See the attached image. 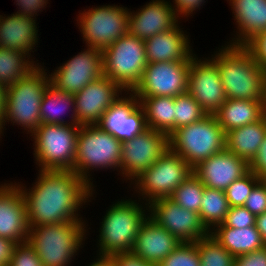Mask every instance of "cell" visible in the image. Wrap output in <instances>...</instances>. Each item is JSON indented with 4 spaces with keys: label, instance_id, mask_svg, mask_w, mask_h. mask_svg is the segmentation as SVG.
<instances>
[{
    "label": "cell",
    "instance_id": "cell-1",
    "mask_svg": "<svg viewBox=\"0 0 266 266\" xmlns=\"http://www.w3.org/2000/svg\"><path fill=\"white\" fill-rule=\"evenodd\" d=\"M18 185L23 192L29 228L79 222L83 218L78 210L95 194L90 185L70 170H39L31 189L19 182Z\"/></svg>",
    "mask_w": 266,
    "mask_h": 266
},
{
    "label": "cell",
    "instance_id": "cell-2",
    "mask_svg": "<svg viewBox=\"0 0 266 266\" xmlns=\"http://www.w3.org/2000/svg\"><path fill=\"white\" fill-rule=\"evenodd\" d=\"M211 59L219 69L226 99L263 101L264 69L245 46L225 44Z\"/></svg>",
    "mask_w": 266,
    "mask_h": 266
},
{
    "label": "cell",
    "instance_id": "cell-3",
    "mask_svg": "<svg viewBox=\"0 0 266 266\" xmlns=\"http://www.w3.org/2000/svg\"><path fill=\"white\" fill-rule=\"evenodd\" d=\"M141 203L131 198L121 199L106 210L99 230L97 255L111 256L116 253L132 252L139 228L148 217L146 213L148 204L144 201Z\"/></svg>",
    "mask_w": 266,
    "mask_h": 266
},
{
    "label": "cell",
    "instance_id": "cell-4",
    "mask_svg": "<svg viewBox=\"0 0 266 266\" xmlns=\"http://www.w3.org/2000/svg\"><path fill=\"white\" fill-rule=\"evenodd\" d=\"M85 220L29 228L27 241L43 266H68L83 248L87 227ZM86 228V229H85ZM84 241V242H83Z\"/></svg>",
    "mask_w": 266,
    "mask_h": 266
},
{
    "label": "cell",
    "instance_id": "cell-5",
    "mask_svg": "<svg viewBox=\"0 0 266 266\" xmlns=\"http://www.w3.org/2000/svg\"><path fill=\"white\" fill-rule=\"evenodd\" d=\"M45 71L47 70L42 65H38L25 77L6 88L1 134L7 122L21 126L30 135L41 125V100L50 84V77Z\"/></svg>",
    "mask_w": 266,
    "mask_h": 266
},
{
    "label": "cell",
    "instance_id": "cell-6",
    "mask_svg": "<svg viewBox=\"0 0 266 266\" xmlns=\"http://www.w3.org/2000/svg\"><path fill=\"white\" fill-rule=\"evenodd\" d=\"M121 151L122 142L97 124L80 125L73 172L94 189L90 171L120 170Z\"/></svg>",
    "mask_w": 266,
    "mask_h": 266
},
{
    "label": "cell",
    "instance_id": "cell-7",
    "mask_svg": "<svg viewBox=\"0 0 266 266\" xmlns=\"http://www.w3.org/2000/svg\"><path fill=\"white\" fill-rule=\"evenodd\" d=\"M169 149L181 156L192 168L225 149L226 133L215 115L174 130L168 136Z\"/></svg>",
    "mask_w": 266,
    "mask_h": 266
},
{
    "label": "cell",
    "instance_id": "cell-8",
    "mask_svg": "<svg viewBox=\"0 0 266 266\" xmlns=\"http://www.w3.org/2000/svg\"><path fill=\"white\" fill-rule=\"evenodd\" d=\"M80 125L41 124L33 133L39 170L73 171Z\"/></svg>",
    "mask_w": 266,
    "mask_h": 266
},
{
    "label": "cell",
    "instance_id": "cell-9",
    "mask_svg": "<svg viewBox=\"0 0 266 266\" xmlns=\"http://www.w3.org/2000/svg\"><path fill=\"white\" fill-rule=\"evenodd\" d=\"M103 76L132 91L148 64L144 40L126 34L102 51Z\"/></svg>",
    "mask_w": 266,
    "mask_h": 266
},
{
    "label": "cell",
    "instance_id": "cell-10",
    "mask_svg": "<svg viewBox=\"0 0 266 266\" xmlns=\"http://www.w3.org/2000/svg\"><path fill=\"white\" fill-rule=\"evenodd\" d=\"M193 174V168L178 154L169 148L150 168L134 178V190L146 201V204L169 198L173 192ZM133 182V183H132Z\"/></svg>",
    "mask_w": 266,
    "mask_h": 266
},
{
    "label": "cell",
    "instance_id": "cell-11",
    "mask_svg": "<svg viewBox=\"0 0 266 266\" xmlns=\"http://www.w3.org/2000/svg\"><path fill=\"white\" fill-rule=\"evenodd\" d=\"M86 10L76 20L86 46L103 51L128 33V8L102 5Z\"/></svg>",
    "mask_w": 266,
    "mask_h": 266
},
{
    "label": "cell",
    "instance_id": "cell-12",
    "mask_svg": "<svg viewBox=\"0 0 266 266\" xmlns=\"http://www.w3.org/2000/svg\"><path fill=\"white\" fill-rule=\"evenodd\" d=\"M191 59L148 63L131 92L136 97H177L186 93Z\"/></svg>",
    "mask_w": 266,
    "mask_h": 266
},
{
    "label": "cell",
    "instance_id": "cell-13",
    "mask_svg": "<svg viewBox=\"0 0 266 266\" xmlns=\"http://www.w3.org/2000/svg\"><path fill=\"white\" fill-rule=\"evenodd\" d=\"M169 148L165 132L145 129L131 140L122 142L119 173L131 182L142 171L150 168Z\"/></svg>",
    "mask_w": 266,
    "mask_h": 266
},
{
    "label": "cell",
    "instance_id": "cell-14",
    "mask_svg": "<svg viewBox=\"0 0 266 266\" xmlns=\"http://www.w3.org/2000/svg\"><path fill=\"white\" fill-rule=\"evenodd\" d=\"M148 216L181 243L196 242L210 234L198 213L182 208L170 198L150 202Z\"/></svg>",
    "mask_w": 266,
    "mask_h": 266
},
{
    "label": "cell",
    "instance_id": "cell-15",
    "mask_svg": "<svg viewBox=\"0 0 266 266\" xmlns=\"http://www.w3.org/2000/svg\"><path fill=\"white\" fill-rule=\"evenodd\" d=\"M86 47L49 74L50 84L60 91L75 95L103 75L102 50Z\"/></svg>",
    "mask_w": 266,
    "mask_h": 266
},
{
    "label": "cell",
    "instance_id": "cell-16",
    "mask_svg": "<svg viewBox=\"0 0 266 266\" xmlns=\"http://www.w3.org/2000/svg\"><path fill=\"white\" fill-rule=\"evenodd\" d=\"M203 59L192 55L187 92L207 114L214 115L225 103L226 94L216 63L210 57Z\"/></svg>",
    "mask_w": 266,
    "mask_h": 266
},
{
    "label": "cell",
    "instance_id": "cell-17",
    "mask_svg": "<svg viewBox=\"0 0 266 266\" xmlns=\"http://www.w3.org/2000/svg\"><path fill=\"white\" fill-rule=\"evenodd\" d=\"M126 95H121L97 123L121 142L131 140L147 129L145 113L138 98L131 91H127Z\"/></svg>",
    "mask_w": 266,
    "mask_h": 266
},
{
    "label": "cell",
    "instance_id": "cell-18",
    "mask_svg": "<svg viewBox=\"0 0 266 266\" xmlns=\"http://www.w3.org/2000/svg\"><path fill=\"white\" fill-rule=\"evenodd\" d=\"M123 90L117 82L103 75L85 86L74 95L78 124H97L105 111L123 94Z\"/></svg>",
    "mask_w": 266,
    "mask_h": 266
},
{
    "label": "cell",
    "instance_id": "cell-19",
    "mask_svg": "<svg viewBox=\"0 0 266 266\" xmlns=\"http://www.w3.org/2000/svg\"><path fill=\"white\" fill-rule=\"evenodd\" d=\"M248 171L249 163L226 148L193 168V174L204 186L223 191Z\"/></svg>",
    "mask_w": 266,
    "mask_h": 266
},
{
    "label": "cell",
    "instance_id": "cell-20",
    "mask_svg": "<svg viewBox=\"0 0 266 266\" xmlns=\"http://www.w3.org/2000/svg\"><path fill=\"white\" fill-rule=\"evenodd\" d=\"M14 183L0 185V237L22 243L27 241L29 225L23 192Z\"/></svg>",
    "mask_w": 266,
    "mask_h": 266
},
{
    "label": "cell",
    "instance_id": "cell-21",
    "mask_svg": "<svg viewBox=\"0 0 266 266\" xmlns=\"http://www.w3.org/2000/svg\"><path fill=\"white\" fill-rule=\"evenodd\" d=\"M178 20L170 1L151 0L136 12L130 10L128 34L145 41L174 28Z\"/></svg>",
    "mask_w": 266,
    "mask_h": 266
},
{
    "label": "cell",
    "instance_id": "cell-22",
    "mask_svg": "<svg viewBox=\"0 0 266 266\" xmlns=\"http://www.w3.org/2000/svg\"><path fill=\"white\" fill-rule=\"evenodd\" d=\"M181 242L149 216L139 228L132 252L158 266Z\"/></svg>",
    "mask_w": 266,
    "mask_h": 266
},
{
    "label": "cell",
    "instance_id": "cell-23",
    "mask_svg": "<svg viewBox=\"0 0 266 266\" xmlns=\"http://www.w3.org/2000/svg\"><path fill=\"white\" fill-rule=\"evenodd\" d=\"M177 24L169 31L155 34L144 41L148 63L186 61L194 53L190 46L189 35Z\"/></svg>",
    "mask_w": 266,
    "mask_h": 266
},
{
    "label": "cell",
    "instance_id": "cell-24",
    "mask_svg": "<svg viewBox=\"0 0 266 266\" xmlns=\"http://www.w3.org/2000/svg\"><path fill=\"white\" fill-rule=\"evenodd\" d=\"M238 32L228 45L245 46L266 31V0H228Z\"/></svg>",
    "mask_w": 266,
    "mask_h": 266
},
{
    "label": "cell",
    "instance_id": "cell-25",
    "mask_svg": "<svg viewBox=\"0 0 266 266\" xmlns=\"http://www.w3.org/2000/svg\"><path fill=\"white\" fill-rule=\"evenodd\" d=\"M36 19L13 13L11 16L0 15V47L27 53L38 45Z\"/></svg>",
    "mask_w": 266,
    "mask_h": 266
},
{
    "label": "cell",
    "instance_id": "cell-26",
    "mask_svg": "<svg viewBox=\"0 0 266 266\" xmlns=\"http://www.w3.org/2000/svg\"><path fill=\"white\" fill-rule=\"evenodd\" d=\"M266 136V114L257 122L226 132L225 148L250 163Z\"/></svg>",
    "mask_w": 266,
    "mask_h": 266
},
{
    "label": "cell",
    "instance_id": "cell-27",
    "mask_svg": "<svg viewBox=\"0 0 266 266\" xmlns=\"http://www.w3.org/2000/svg\"><path fill=\"white\" fill-rule=\"evenodd\" d=\"M266 114L263 101L226 99L214 114L224 132L260 120Z\"/></svg>",
    "mask_w": 266,
    "mask_h": 266
},
{
    "label": "cell",
    "instance_id": "cell-28",
    "mask_svg": "<svg viewBox=\"0 0 266 266\" xmlns=\"http://www.w3.org/2000/svg\"><path fill=\"white\" fill-rule=\"evenodd\" d=\"M210 234L234 257L265 246L256 226L242 229L216 226Z\"/></svg>",
    "mask_w": 266,
    "mask_h": 266
},
{
    "label": "cell",
    "instance_id": "cell-29",
    "mask_svg": "<svg viewBox=\"0 0 266 266\" xmlns=\"http://www.w3.org/2000/svg\"><path fill=\"white\" fill-rule=\"evenodd\" d=\"M66 110L67 113L68 110L72 112L70 121L63 119ZM40 117L41 124L79 125L75 115L74 95L60 91L49 84L41 100Z\"/></svg>",
    "mask_w": 266,
    "mask_h": 266
},
{
    "label": "cell",
    "instance_id": "cell-30",
    "mask_svg": "<svg viewBox=\"0 0 266 266\" xmlns=\"http://www.w3.org/2000/svg\"><path fill=\"white\" fill-rule=\"evenodd\" d=\"M145 113L147 128L165 132L174 131L175 97H137Z\"/></svg>",
    "mask_w": 266,
    "mask_h": 266
},
{
    "label": "cell",
    "instance_id": "cell-31",
    "mask_svg": "<svg viewBox=\"0 0 266 266\" xmlns=\"http://www.w3.org/2000/svg\"><path fill=\"white\" fill-rule=\"evenodd\" d=\"M30 57L22 51L0 47V84L7 88L35 69L39 63Z\"/></svg>",
    "mask_w": 266,
    "mask_h": 266
},
{
    "label": "cell",
    "instance_id": "cell-32",
    "mask_svg": "<svg viewBox=\"0 0 266 266\" xmlns=\"http://www.w3.org/2000/svg\"><path fill=\"white\" fill-rule=\"evenodd\" d=\"M229 209L230 205L223 190L205 186L198 215L209 232L223 223Z\"/></svg>",
    "mask_w": 266,
    "mask_h": 266
},
{
    "label": "cell",
    "instance_id": "cell-33",
    "mask_svg": "<svg viewBox=\"0 0 266 266\" xmlns=\"http://www.w3.org/2000/svg\"><path fill=\"white\" fill-rule=\"evenodd\" d=\"M200 266H233L231 255L211 234L196 241Z\"/></svg>",
    "mask_w": 266,
    "mask_h": 266
},
{
    "label": "cell",
    "instance_id": "cell-34",
    "mask_svg": "<svg viewBox=\"0 0 266 266\" xmlns=\"http://www.w3.org/2000/svg\"><path fill=\"white\" fill-rule=\"evenodd\" d=\"M205 186L191 174L169 197L182 208L199 214Z\"/></svg>",
    "mask_w": 266,
    "mask_h": 266
},
{
    "label": "cell",
    "instance_id": "cell-35",
    "mask_svg": "<svg viewBox=\"0 0 266 266\" xmlns=\"http://www.w3.org/2000/svg\"><path fill=\"white\" fill-rule=\"evenodd\" d=\"M174 107V130L195 123L207 115L188 92L175 97Z\"/></svg>",
    "mask_w": 266,
    "mask_h": 266
},
{
    "label": "cell",
    "instance_id": "cell-36",
    "mask_svg": "<svg viewBox=\"0 0 266 266\" xmlns=\"http://www.w3.org/2000/svg\"><path fill=\"white\" fill-rule=\"evenodd\" d=\"M259 182L260 178L249 170L229 185L224 192L230 207L243 206L249 194Z\"/></svg>",
    "mask_w": 266,
    "mask_h": 266
},
{
    "label": "cell",
    "instance_id": "cell-37",
    "mask_svg": "<svg viewBox=\"0 0 266 266\" xmlns=\"http://www.w3.org/2000/svg\"><path fill=\"white\" fill-rule=\"evenodd\" d=\"M158 266H200L195 242H182Z\"/></svg>",
    "mask_w": 266,
    "mask_h": 266
},
{
    "label": "cell",
    "instance_id": "cell-38",
    "mask_svg": "<svg viewBox=\"0 0 266 266\" xmlns=\"http://www.w3.org/2000/svg\"><path fill=\"white\" fill-rule=\"evenodd\" d=\"M8 266H43L28 241L17 243Z\"/></svg>",
    "mask_w": 266,
    "mask_h": 266
},
{
    "label": "cell",
    "instance_id": "cell-39",
    "mask_svg": "<svg viewBox=\"0 0 266 266\" xmlns=\"http://www.w3.org/2000/svg\"><path fill=\"white\" fill-rule=\"evenodd\" d=\"M256 217L244 206L230 207L225 220L218 226H227L236 229L256 226Z\"/></svg>",
    "mask_w": 266,
    "mask_h": 266
},
{
    "label": "cell",
    "instance_id": "cell-40",
    "mask_svg": "<svg viewBox=\"0 0 266 266\" xmlns=\"http://www.w3.org/2000/svg\"><path fill=\"white\" fill-rule=\"evenodd\" d=\"M255 217L266 212V188L259 182L243 205Z\"/></svg>",
    "mask_w": 266,
    "mask_h": 266
},
{
    "label": "cell",
    "instance_id": "cell-41",
    "mask_svg": "<svg viewBox=\"0 0 266 266\" xmlns=\"http://www.w3.org/2000/svg\"><path fill=\"white\" fill-rule=\"evenodd\" d=\"M245 47L251 52L259 65L266 70V31L256 35Z\"/></svg>",
    "mask_w": 266,
    "mask_h": 266
},
{
    "label": "cell",
    "instance_id": "cell-42",
    "mask_svg": "<svg viewBox=\"0 0 266 266\" xmlns=\"http://www.w3.org/2000/svg\"><path fill=\"white\" fill-rule=\"evenodd\" d=\"M233 266H266V245L234 258Z\"/></svg>",
    "mask_w": 266,
    "mask_h": 266
},
{
    "label": "cell",
    "instance_id": "cell-43",
    "mask_svg": "<svg viewBox=\"0 0 266 266\" xmlns=\"http://www.w3.org/2000/svg\"><path fill=\"white\" fill-rule=\"evenodd\" d=\"M16 5L19 6V9L16 13L24 16H30L32 18L36 15L38 16V12L43 11L42 9L46 8V5L49 3L48 0H15ZM35 15V16H34Z\"/></svg>",
    "mask_w": 266,
    "mask_h": 266
},
{
    "label": "cell",
    "instance_id": "cell-44",
    "mask_svg": "<svg viewBox=\"0 0 266 266\" xmlns=\"http://www.w3.org/2000/svg\"><path fill=\"white\" fill-rule=\"evenodd\" d=\"M173 2L175 3V5L172 4L174 12L180 19V17L183 16L189 17L193 12L195 13L197 9L200 10V7L204 5L205 0H174Z\"/></svg>",
    "mask_w": 266,
    "mask_h": 266
},
{
    "label": "cell",
    "instance_id": "cell-45",
    "mask_svg": "<svg viewBox=\"0 0 266 266\" xmlns=\"http://www.w3.org/2000/svg\"><path fill=\"white\" fill-rule=\"evenodd\" d=\"M115 266H156L145 261L133 252H123L111 255Z\"/></svg>",
    "mask_w": 266,
    "mask_h": 266
},
{
    "label": "cell",
    "instance_id": "cell-46",
    "mask_svg": "<svg viewBox=\"0 0 266 266\" xmlns=\"http://www.w3.org/2000/svg\"><path fill=\"white\" fill-rule=\"evenodd\" d=\"M249 170L259 178L266 174V136L259 147L257 155L249 163Z\"/></svg>",
    "mask_w": 266,
    "mask_h": 266
},
{
    "label": "cell",
    "instance_id": "cell-47",
    "mask_svg": "<svg viewBox=\"0 0 266 266\" xmlns=\"http://www.w3.org/2000/svg\"><path fill=\"white\" fill-rule=\"evenodd\" d=\"M16 242L5 237H0V266H8Z\"/></svg>",
    "mask_w": 266,
    "mask_h": 266
},
{
    "label": "cell",
    "instance_id": "cell-48",
    "mask_svg": "<svg viewBox=\"0 0 266 266\" xmlns=\"http://www.w3.org/2000/svg\"><path fill=\"white\" fill-rule=\"evenodd\" d=\"M255 225L261 235L263 243L266 245V212L256 216Z\"/></svg>",
    "mask_w": 266,
    "mask_h": 266
},
{
    "label": "cell",
    "instance_id": "cell-49",
    "mask_svg": "<svg viewBox=\"0 0 266 266\" xmlns=\"http://www.w3.org/2000/svg\"><path fill=\"white\" fill-rule=\"evenodd\" d=\"M89 266H115L113 257L108 255H98Z\"/></svg>",
    "mask_w": 266,
    "mask_h": 266
},
{
    "label": "cell",
    "instance_id": "cell-50",
    "mask_svg": "<svg viewBox=\"0 0 266 266\" xmlns=\"http://www.w3.org/2000/svg\"><path fill=\"white\" fill-rule=\"evenodd\" d=\"M5 97H6V88L0 84V131L2 121L5 117Z\"/></svg>",
    "mask_w": 266,
    "mask_h": 266
},
{
    "label": "cell",
    "instance_id": "cell-51",
    "mask_svg": "<svg viewBox=\"0 0 266 266\" xmlns=\"http://www.w3.org/2000/svg\"><path fill=\"white\" fill-rule=\"evenodd\" d=\"M263 102L266 109V70H264L263 75Z\"/></svg>",
    "mask_w": 266,
    "mask_h": 266
},
{
    "label": "cell",
    "instance_id": "cell-52",
    "mask_svg": "<svg viewBox=\"0 0 266 266\" xmlns=\"http://www.w3.org/2000/svg\"><path fill=\"white\" fill-rule=\"evenodd\" d=\"M260 183L266 188V174L260 177Z\"/></svg>",
    "mask_w": 266,
    "mask_h": 266
}]
</instances>
